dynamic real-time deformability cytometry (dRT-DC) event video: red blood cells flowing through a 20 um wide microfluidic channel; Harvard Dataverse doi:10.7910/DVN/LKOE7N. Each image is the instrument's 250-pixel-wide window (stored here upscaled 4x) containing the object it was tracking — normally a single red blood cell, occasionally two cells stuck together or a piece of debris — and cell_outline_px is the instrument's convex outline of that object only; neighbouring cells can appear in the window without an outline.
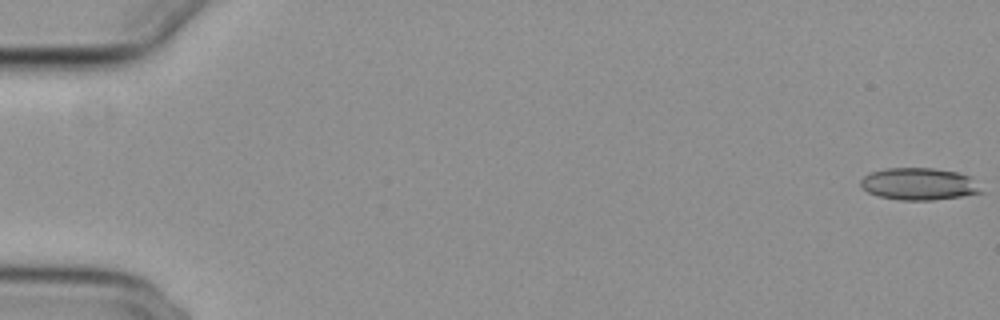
{"species": "common noctule bat (a hibernating species)", "species_latin": "Nyctalus noctula", "temperature_condition": "cold", "stored_images_in_passage": 12, "camera_frame_rate_fps": 3000, "um_per_image_px": 0.085, "animal": {"sex": "female", "body_mass_g": 29.2, "forearm_length_mm": 56.3}, "frame": {"image": 1, "passage_image": 1, "time_ms": 0.0, "image_size_px": [1000, 320], "cell_outline_px": [[984, 192], [960, 196], [932, 200], [900, 200], [880, 196], [868, 192], [860, 184], [860, 180], [864, 176], [872, 172], [888, 168], [932, 168], [956, 172], [972, 176]], "centroid_in_image_um": [78.14, 15.63], "position_along_channel_um": 6.9, "area_um2": 22.43}}